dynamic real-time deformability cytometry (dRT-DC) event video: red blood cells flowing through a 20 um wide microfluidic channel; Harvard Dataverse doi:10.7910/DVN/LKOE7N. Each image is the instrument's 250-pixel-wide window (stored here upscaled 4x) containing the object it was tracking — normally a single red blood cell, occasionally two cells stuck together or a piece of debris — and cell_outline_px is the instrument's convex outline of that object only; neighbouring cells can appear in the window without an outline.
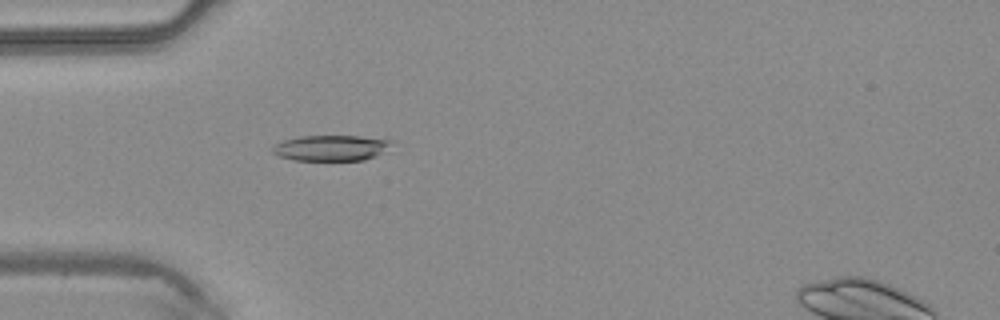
{"species": "common noctule bat (a hibernating species)", "species_latin": "Nyctalus noctula", "temperature_condition": "warm", "stored_images_in_passage": 40, "camera_frame_rate_fps": 3000, "um_per_image_px": 0.085, "animal": {"sex": "male", "body_mass_g": 20.4}, "frame": {"image": 1, "passage_image": 7, "time_ms": 2.0, "image_size_px": [1000, 320], "cell_outline_px": [[392, 140], [376, 156], [364, 160], [292, 160], [280, 156], [272, 152], [272, 148], [276, 144], [284, 140], [300, 136], [360, 136]], "centroid_in_image_um": [28.07, 12.57], "position_along_channel_um": 56.9, "area_um2": 17.4}}
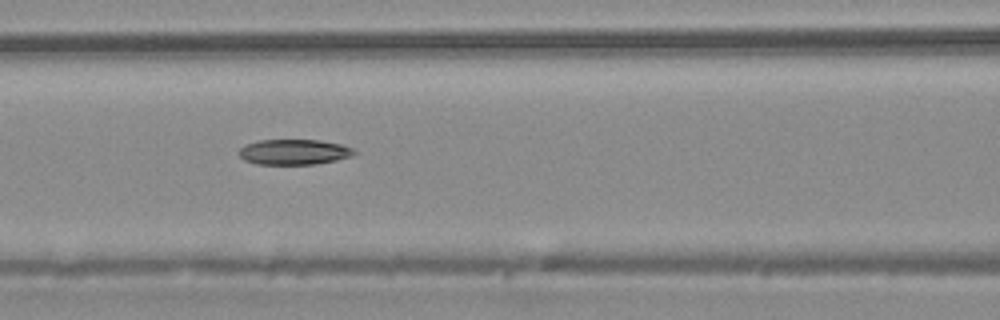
{"frame": {"image": 2, "passage_image": 13, "time_ms": 4.0, "image_size_px": [1000, 320], "cell_outline_px": [[356, 152], [352, 156], [336, 160], [316, 164], [256, 164], [244, 160], [236, 152], [244, 144], [260, 140], [320, 140], [340, 144], [352, 148]], "centroid_in_image_um": [24.95, 12.92], "position_along_channel_um": 141.7, "area_um2": 17.11}}
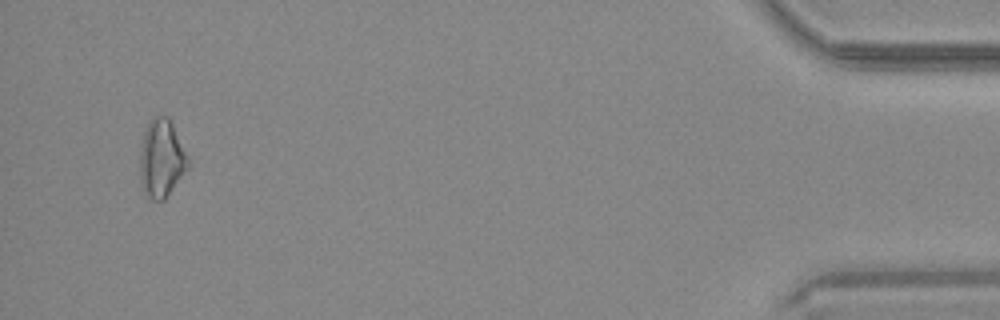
{"frame": {"image": 3, "passage_image": 37, "time_ms": 12.0, "image_size_px": [1000, 320], "cell_outline_px": [[188, 168], [164, 200], [152, 200], [144, 192], [140, 180], [140, 152], [144, 128], [152, 116], [168, 116], [188, 156]], "centroid_in_image_um": [13.71, 13.45], "position_along_channel_um": 421.5, "area_um2": 21.79}}